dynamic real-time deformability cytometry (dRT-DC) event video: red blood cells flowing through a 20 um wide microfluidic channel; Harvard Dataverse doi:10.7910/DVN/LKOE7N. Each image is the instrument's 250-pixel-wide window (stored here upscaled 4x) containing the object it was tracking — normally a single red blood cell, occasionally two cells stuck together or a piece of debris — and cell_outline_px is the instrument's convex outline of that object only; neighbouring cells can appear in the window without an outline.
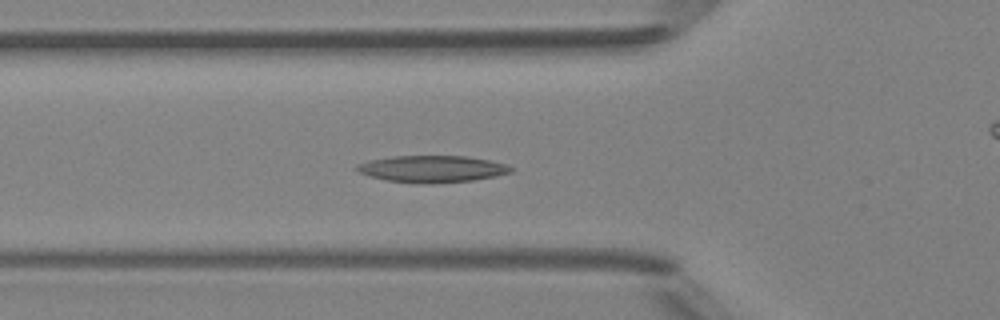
{"species": "Egyptian fruit bat (a non-hibernating species)", "species_latin": "Rousettus aegyptiacus", "temperature_condition": "room temperature", "stored_images_in_passage": 49, "camera_frame_rate_fps": 3000, "um_per_image_px": 0.085, "animal": {"sex": "female"}, "frame": {"image": 1, "passage_image": 17, "time_ms": 5.333, "image_size_px": [1000, 320], "cell_outline_px": [[512, 172], [472, 180], [428, 184], [424, 184], [388, 180], [372, 176], [360, 172], [356, 168], [356, 164], [368, 160], [392, 156], [464, 156], [488, 160], [508, 164], [512, 168]], "centroid_in_image_um": [36.72, 14.35], "position_along_channel_um": 89.1, "area_um2": 23.76}}
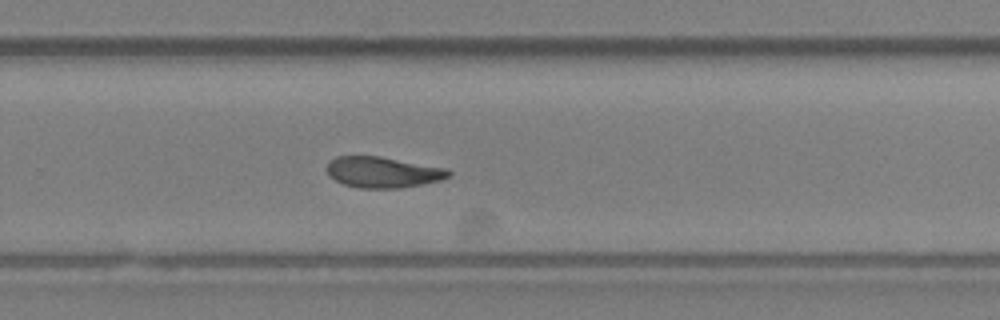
{"frame": {"image": 2, "passage_image": 32, "time_ms": 10.333, "image_size_px": [1000, 320], "cell_outline_px": [[452, 176], [440, 180], [400, 188], [360, 188], [344, 184], [328, 176], [328, 160], [336, 156], [380, 156], [448, 168], [452, 172]], "centroid_in_image_um": [32.56, 14.63], "position_along_channel_um": 297.2, "area_um2": 22.02}}
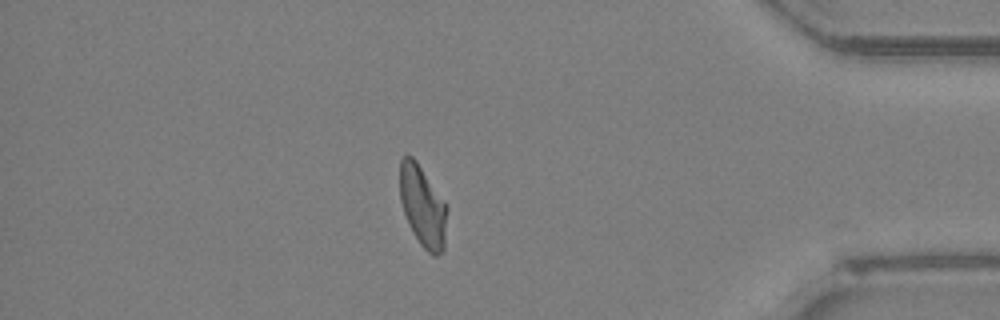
{"frame": {"image": 3, "passage_image": 42, "time_ms": 13.667, "image_size_px": [1000, 320], "cell_outline_px": [[448, 208], [444, 248], [436, 256], [432, 256], [420, 244], [412, 232], [408, 224], [400, 200], [400, 160], [404, 156], [412, 156], [416, 160], [444, 200]], "centroid_in_image_um": [35.94, 17.55], "position_along_channel_um": 399.3, "area_um2": 22.37}}